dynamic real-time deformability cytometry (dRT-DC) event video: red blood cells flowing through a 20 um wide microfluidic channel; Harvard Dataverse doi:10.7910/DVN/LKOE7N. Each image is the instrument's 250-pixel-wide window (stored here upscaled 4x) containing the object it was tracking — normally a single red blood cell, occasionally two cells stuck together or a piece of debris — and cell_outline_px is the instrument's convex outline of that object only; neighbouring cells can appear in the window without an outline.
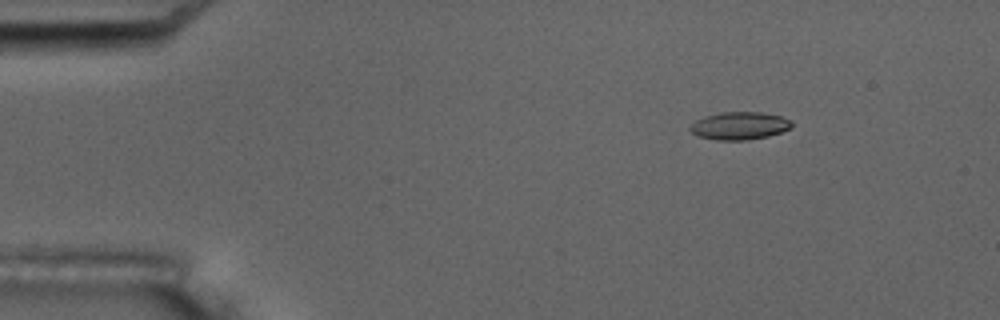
{"species": "common noctule bat (a hibernating species)", "species_latin": "Nyctalus noctula", "temperature_condition": "room temperature", "stored_images_in_passage": 3, "camera_frame_rate_fps": 3000, "um_per_image_px": 0.085, "animal": {"sex": "male", "body_mass_g": 17.5, "forearm_length_mm": 52.3}, "frame": {"image": 1, "passage_image": 2, "time_ms": 2.333, "image_size_px": [1000, 320], "cell_outline_px": [[792, 124], [788, 128], [780, 132], [768, 136], [748, 140], [716, 140], [700, 136], [692, 132], [688, 128], [696, 120], [704, 116], [720, 112], [764, 112], [780, 116], [792, 120]], "centroid_in_image_um": [62.85, 10.68], "position_along_channel_um": 22.2, "area_um2": 16.36}}